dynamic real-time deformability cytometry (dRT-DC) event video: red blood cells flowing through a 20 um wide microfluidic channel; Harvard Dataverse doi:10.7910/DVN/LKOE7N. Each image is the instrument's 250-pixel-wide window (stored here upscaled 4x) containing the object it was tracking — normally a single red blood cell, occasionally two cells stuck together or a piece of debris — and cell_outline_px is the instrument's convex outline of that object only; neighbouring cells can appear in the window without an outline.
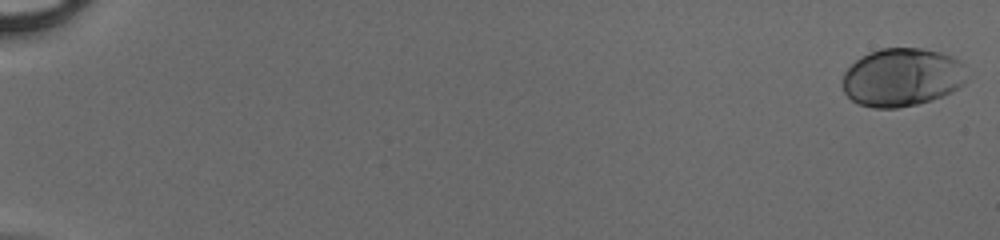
{"species": "human", "species_latin": "Homo sapiens", "temperature_condition": "cold", "stored_images_in_passage": 50, "camera_frame_rate_fps": 3000, "um_per_image_px": 0.085, "donor": {"sex": "male"}, "frame": {"image": 1, "passage_image": 1, "time_ms": 0.0, "image_size_px": [1000, 240], "cell_outline_px": [[964, 84], [932, 100], [916, 104], [896, 108], [872, 108], [856, 104], [844, 92], [844, 72], [856, 60], [880, 48], [920, 48], [940, 52], [952, 56], [960, 60], [964, 64]], "centroid_in_image_um": [76.66, 6.57], "position_along_channel_um": 8.3, "area_um2": 41.85}}
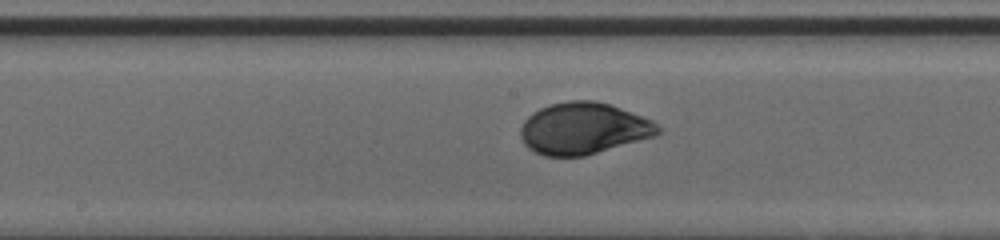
{"frame": {"image": 2, "passage_image": 29, "time_ms": 9.333, "image_size_px": [1000, 240], "cell_outline_px": [[660, 132], [656, 136], [584, 156], [544, 156], [528, 148], [524, 144], [520, 136], [520, 128], [524, 120], [532, 112], [548, 104], [568, 100], [596, 100], [620, 108], [652, 120], [660, 128]], "centroid_in_image_um": [49.56, 10.91], "position_along_channel_um": 198.6, "area_um2": 41.44}}
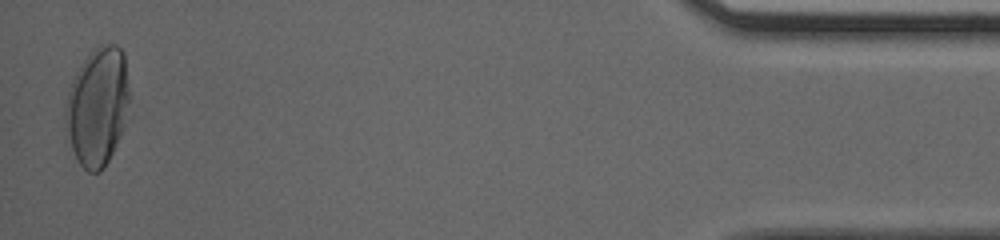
{"frame": {"image": 3, "passage_image": 50, "time_ms": 16.333, "image_size_px": [1000, 240], "cell_outline_px": [[128, 100], [124, 124], [120, 136], [104, 168], [100, 172], [88, 172], [80, 164], [72, 148], [68, 136], [64, 112], [64, 104], [72, 80], [76, 72], [84, 60], [100, 44], [116, 44], [124, 52], [128, 92]], "centroid_in_image_um": [8.27, 9.05], "position_along_channel_um": 426.9, "area_um2": 43.52}}